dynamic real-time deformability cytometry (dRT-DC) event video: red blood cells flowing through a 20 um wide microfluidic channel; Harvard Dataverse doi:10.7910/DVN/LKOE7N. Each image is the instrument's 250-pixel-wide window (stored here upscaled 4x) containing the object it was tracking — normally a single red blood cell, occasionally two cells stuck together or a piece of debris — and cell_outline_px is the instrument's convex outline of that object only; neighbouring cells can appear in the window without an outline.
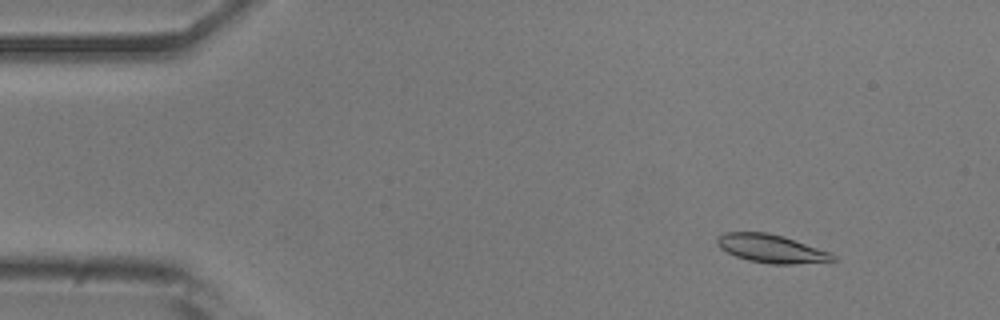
{"species": "common noctule bat (a hibernating species)", "species_latin": "Nyctalus noctula", "temperature_condition": "room temperature", "stored_images_in_passage": 52, "camera_frame_rate_fps": 3000, "um_per_image_px": 0.085, "animal": {"sex": "male", "body_mass_g": 20.5, "forearm_length_mm": 52.5}, "frame": {"image": 1, "passage_image": 6, "time_ms": 1.667, "image_size_px": [1000, 320], "cell_outline_px": [[836, 260], [792, 264], [768, 264], [748, 260], [736, 256], [720, 248], [716, 240], [724, 232], [768, 232], [828, 252], [836, 256]], "centroid_in_image_um": [65.5, 21.14], "position_along_channel_um": 19.5, "area_um2": 18.5}}
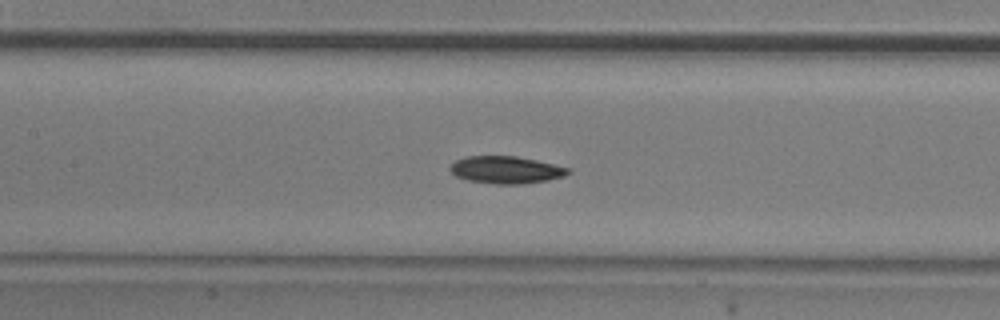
{"frame": {"image": 2, "passage_image": 24, "time_ms": 7.667, "image_size_px": [1000, 320], "cell_outline_px": [[572, 172], [564, 176], [548, 180], [520, 184], [492, 184], [468, 180], [456, 176], [448, 168], [456, 160], [468, 156], [516, 156], [536, 160], [572, 168]], "centroid_in_image_um": [43.04, 14.44], "position_along_channel_um": 164.4, "area_um2": 18.84}}
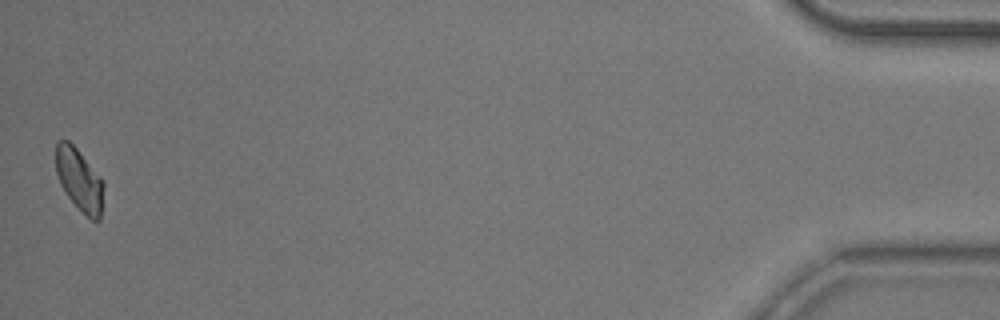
{"frame": {"image": 3, "passage_image": 52, "time_ms": 17.0, "image_size_px": [1000, 320], "cell_outline_px": [[104, 188], [100, 220], [92, 220], [68, 196], [60, 184], [56, 172], [56, 140], [68, 140], [76, 148], [100, 176], [104, 184]], "centroid_in_image_um": [6.74, 15.25], "position_along_channel_um": 428.5, "area_um2": 17.05}, "authors_computed_cell_mechanics": {"area_um2": 18.5249, "velocity_mm_per_s": 3.8393, "shape_relaxation_time_tau1_ms": 3.5961, "shape_relaxation_time_tau2_ms": null, "deformation_change_tau1": 0.1163, "deformation_change_tau2": null}}